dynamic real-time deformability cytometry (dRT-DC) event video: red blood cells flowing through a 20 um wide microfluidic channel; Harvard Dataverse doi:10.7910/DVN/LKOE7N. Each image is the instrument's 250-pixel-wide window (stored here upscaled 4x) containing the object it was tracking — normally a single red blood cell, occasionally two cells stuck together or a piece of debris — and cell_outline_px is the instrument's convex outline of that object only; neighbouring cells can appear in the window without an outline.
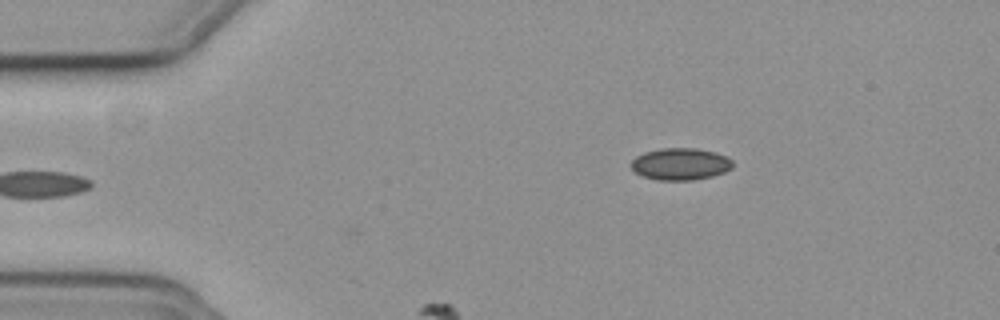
{"species": "common noctule bat (a hibernating species)", "species_latin": "Nyctalus noctula", "temperature_condition": "cold", "stored_images_in_passage": 9, "camera_frame_rate_fps": 3000, "um_per_image_px": 0.085, "animal": {"sex": "female", "body_mass_g": 19.3, "forearm_length_mm": 54.1}, "frame": {"image": 1, "passage_image": 1, "time_ms": 0.0, "image_size_px": [1000, 320], "cell_outline_px": [[732, 168], [724, 172], [712, 176], [692, 180], [656, 180], [644, 176], [636, 172], [628, 164], [636, 156], [644, 152], [660, 148], [696, 148], [716, 152], [728, 156], [732, 160]], "centroid_in_image_um": [57.83, 13.93], "position_along_channel_um": 27.2, "area_um2": 19.07}}